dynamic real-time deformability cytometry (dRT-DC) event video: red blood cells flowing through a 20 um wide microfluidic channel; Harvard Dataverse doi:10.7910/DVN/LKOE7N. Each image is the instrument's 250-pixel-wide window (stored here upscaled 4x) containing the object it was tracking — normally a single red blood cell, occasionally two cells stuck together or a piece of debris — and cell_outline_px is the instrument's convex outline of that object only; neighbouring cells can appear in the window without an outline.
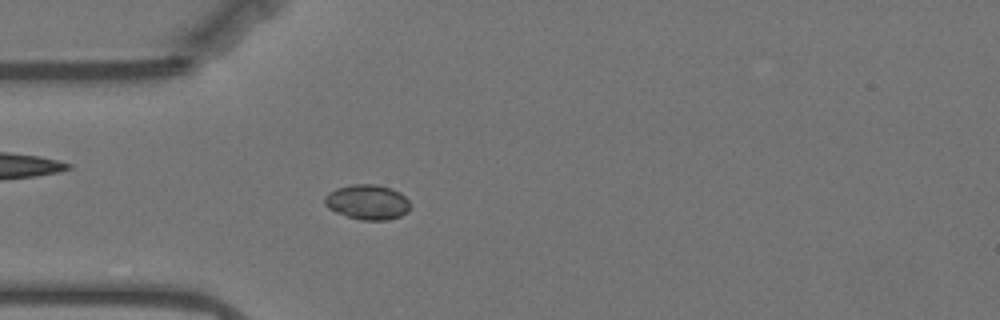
{"species": "Egyptian fruit bat (a non-hibernating species)", "species_latin": "Rousettus aegyptiacus", "temperature_condition": "warm", "stored_images_in_passage": 57, "camera_frame_rate_fps": 3000, "um_per_image_px": 0.085, "animal": {"sex": "female"}, "frame": {"image": 1, "passage_image": 15, "time_ms": 4.667, "image_size_px": [1000, 320], "cell_outline_px": [[408, 212], [400, 216], [388, 220], [360, 220], [336, 212], [328, 208], [324, 204], [324, 196], [328, 192], [336, 188], [352, 184], [376, 184], [392, 188], [400, 192], [408, 200]], "centroid_in_image_um": [31.21, 17.17], "position_along_channel_um": 53.8, "area_um2": 17.51}}
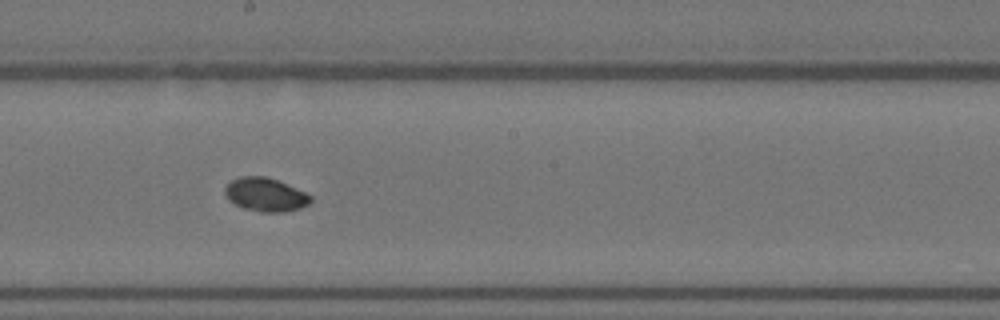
{"frame": {"image": 2, "passage_image": 30, "time_ms": 9.667, "image_size_px": [1000, 320], "cell_outline_px": [[312, 200], [308, 204], [300, 208], [284, 212], [260, 212], [244, 208], [228, 200], [224, 192], [224, 188], [232, 180], [240, 176], [264, 176], [276, 180], [296, 188], [312, 196]], "centroid_in_image_um": [22.55, 16.55], "position_along_channel_um": 225.6, "area_um2": 16.65}}
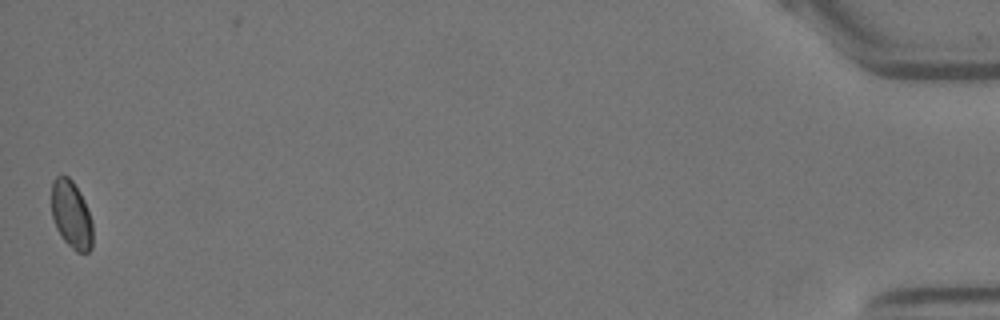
{"frame": {"image": 3, "passage_image": 56, "time_ms": 18.333, "image_size_px": [1000, 320], "cell_outline_px": [[92, 248], [88, 252], [76, 252], [60, 236], [56, 228], [52, 216], [52, 180], [56, 176], [68, 176], [72, 180], [80, 192], [84, 200], [92, 224]], "centroid_in_image_um": [6.05, 18.25], "position_along_channel_um": 429.1, "area_um2": 16.18}, "authors_computed_cell_mechanics": {"area_um2": 16.762, "velocity_mm_per_s": 3.5055, "shape_relaxation_time_tau1_ms": 6.166, "shape_relaxation_time_tau2_ms": null, "deformation_change_tau1": 0.0535, "deformation_change_tau2": null}}